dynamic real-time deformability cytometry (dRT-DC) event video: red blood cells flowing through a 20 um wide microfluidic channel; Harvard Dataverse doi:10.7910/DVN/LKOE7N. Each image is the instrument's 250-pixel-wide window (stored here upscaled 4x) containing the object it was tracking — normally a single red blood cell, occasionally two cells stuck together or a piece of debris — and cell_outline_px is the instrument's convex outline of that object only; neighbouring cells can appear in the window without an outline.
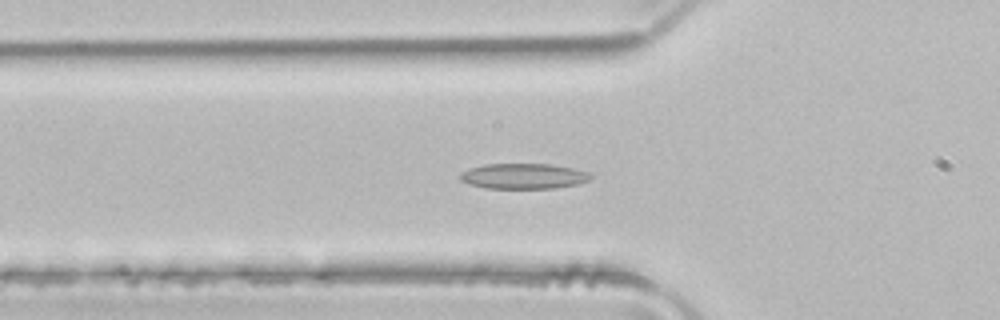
{"species": "common noctule bat (a hibernating species)", "species_latin": "Nyctalus noctula", "temperature_condition": "room temperature", "stored_images_in_passage": 42, "camera_frame_rate_fps": 3000, "um_per_image_px": 0.085, "animal": {"sex": "male", "body_mass_g": 21.5, "forearm_length_mm": 52.0}, "frame": {"image": 1, "passage_image": 12, "time_ms": 3.667, "image_size_px": [1000, 320], "cell_outline_px": [[592, 180], [576, 184], [556, 188], [484, 188], [468, 184], [460, 180], [460, 172], [468, 168], [484, 164], [552, 164], [592, 172]], "centroid_in_image_um": [44.51, 14.97], "position_along_channel_um": 81.3, "area_um2": 19.59}}
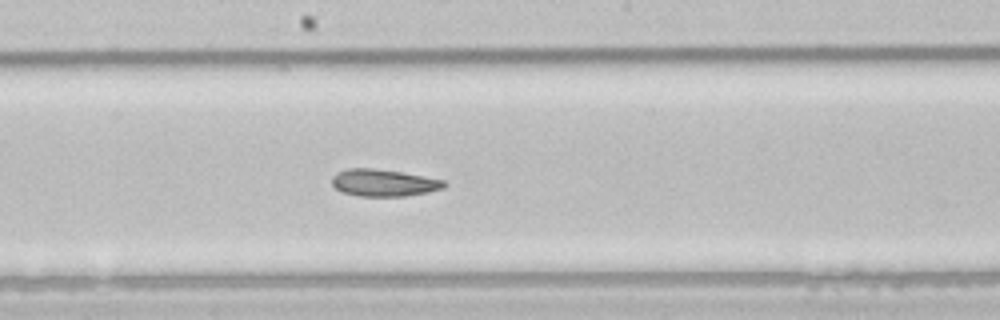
{"frame": {"image": 2, "passage_image": 22, "time_ms": 7.0, "image_size_px": [1000, 320], "cell_outline_px": [[448, 184], [444, 188], [428, 192], [404, 196], [360, 196], [340, 192], [332, 184], [332, 176], [336, 172], [348, 168], [372, 168], [400, 172], [444, 180]], "centroid_in_image_um": [32.59, 15.54], "position_along_channel_um": 215.6, "area_um2": 17.69}}
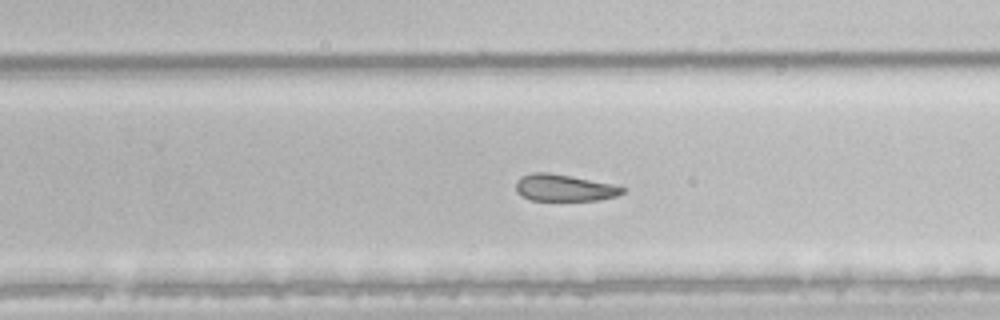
{"frame": {"image": 3, "passage_image": 27, "time_ms": 8.667, "image_size_px": [1000, 320], "cell_outline_px": [[628, 188], [624, 192], [616, 196], [596, 200], [532, 200], [516, 192], [516, 180], [520, 176], [532, 172], [548, 172], [612, 184]], "centroid_in_image_um": [47.94, 15.95], "position_along_channel_um": 281.9, "area_um2": 16.53}, "authors_computed_cell_mechanics": {"area_um2": 19.9988, "velocity_mm_per_s": 4.0088, "shape_relaxation_time_tau1_ms": 7.031, "shape_relaxation_time_tau2_ms": 5.5136, "deformation_change_tau1": 0.1392, "deformation_change_tau2": 0.1443}}